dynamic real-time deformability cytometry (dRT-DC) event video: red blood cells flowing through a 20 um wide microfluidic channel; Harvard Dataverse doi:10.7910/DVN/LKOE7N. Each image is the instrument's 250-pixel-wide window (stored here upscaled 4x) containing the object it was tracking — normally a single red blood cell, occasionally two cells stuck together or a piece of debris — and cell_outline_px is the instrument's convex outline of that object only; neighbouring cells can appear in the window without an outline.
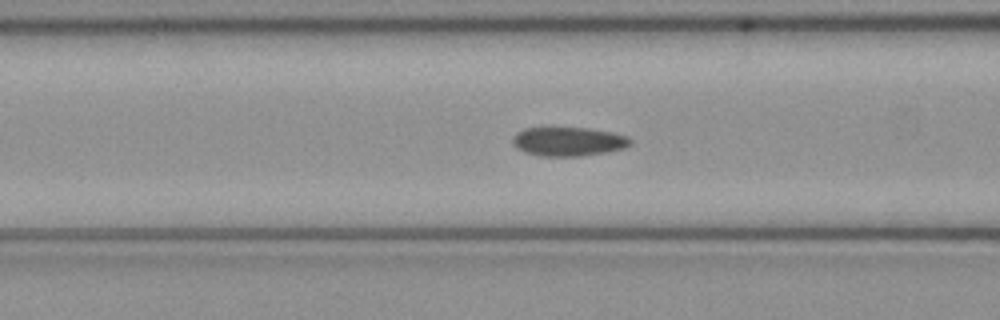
{"species": "common noctule bat (a hibernating species)", "species_latin": "Nyctalus noctula", "temperature_condition": "cold", "stored_images_in_passage": 39, "camera_frame_rate_fps": 3000, "um_per_image_px": 0.085, "animal": {"sex": "female", "body_mass_g": 21.9}, "frame": {"image": 1, "passage_image": 8, "time_ms": 2.333, "image_size_px": [1000, 320], "cell_outline_px": [[632, 144], [624, 148], [608, 152], [580, 156], [540, 156], [524, 152], [516, 148], [512, 144], [512, 136], [516, 132], [524, 128], [588, 128], [612, 132], [628, 136], [632, 140]], "centroid_in_image_um": [48.3, 12.03], "position_along_channel_um": 118.3, "area_um2": 20.11}}
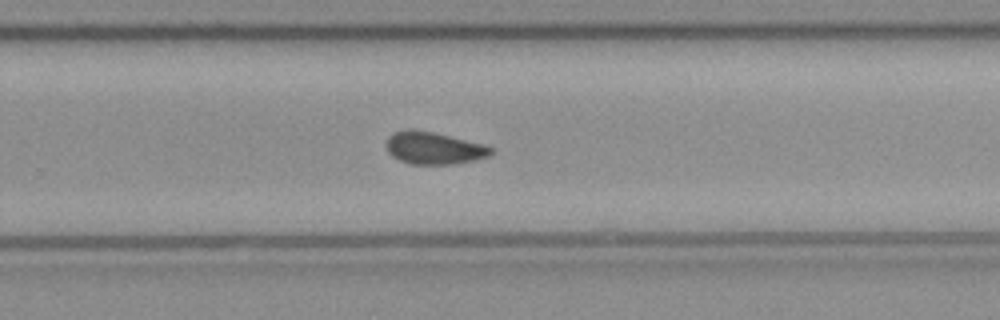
{"frame": {"image": 2, "passage_image": 21, "time_ms": 6.667, "image_size_px": [1000, 320], "cell_outline_px": [[492, 152], [488, 156], [476, 160], [452, 164], [408, 164], [392, 156], [388, 152], [388, 136], [392, 132], [432, 132], [484, 144], [492, 148]], "centroid_in_image_um": [36.92, 12.63], "position_along_channel_um": 292.9, "area_um2": 19.02}}
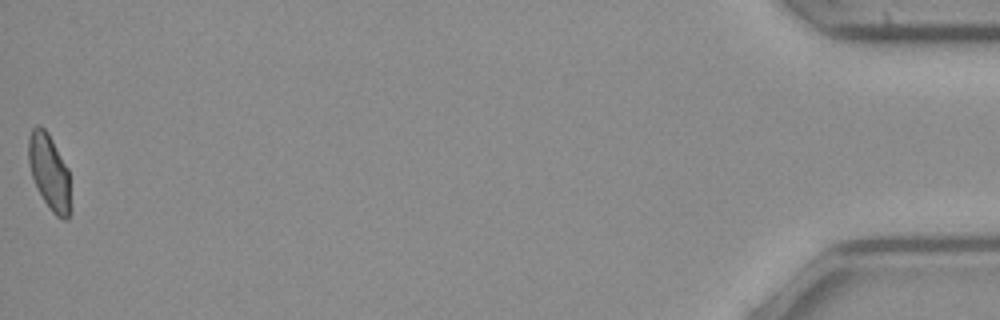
{"frame": {"image": 3, "passage_image": 39, "time_ms": 12.667, "image_size_px": [1000, 320], "cell_outline_px": [[68, 220], [64, 220], [56, 216], [52, 212], [44, 200], [32, 176], [28, 164], [28, 136], [32, 128], [36, 124], [40, 124], [48, 132], [68, 168]], "centroid_in_image_um": [4.14, 14.53], "position_along_channel_um": 431.1, "area_um2": 18.15}, "authors_computed_cell_mechanics": {"area_um2": 19.7098, "velocity_mm_per_s": 4.0303, "shape_relaxation_time_tau1_ms": null, "shape_relaxation_time_tau2_ms": 10.3622, "deformation_change_tau1": null, "deformation_change_tau2": 0.1433}}